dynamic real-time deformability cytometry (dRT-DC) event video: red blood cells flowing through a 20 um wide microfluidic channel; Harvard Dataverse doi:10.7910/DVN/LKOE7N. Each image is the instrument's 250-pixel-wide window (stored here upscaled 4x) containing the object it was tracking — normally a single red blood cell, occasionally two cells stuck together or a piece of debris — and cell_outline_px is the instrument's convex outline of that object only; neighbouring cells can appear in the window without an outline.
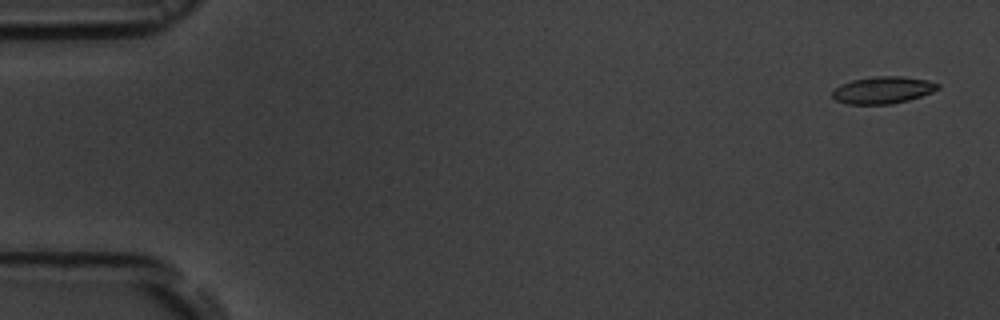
{"species": "common noctule bat (a hibernating species)", "species_latin": "Nyctalus noctula", "temperature_condition": "room temperature", "stored_images_in_passage": 6, "camera_frame_rate_fps": 3000, "um_per_image_px": 0.085, "animal": {"sex": "male", "body_mass_g": 19.5, "forearm_length_mm": 54.6}, "frame": {"image": 1, "passage_image": 1, "time_ms": 0.0, "image_size_px": [1000, 320], "cell_outline_px": [[940, 88], [932, 92], [908, 100], [892, 104], [848, 104], [836, 100], [832, 96], [832, 92], [840, 84], [852, 80], [876, 76], [904, 76], [928, 80], [940, 84]], "centroid_in_image_um": [75.06, 7.65], "position_along_channel_um": 9.9, "area_um2": 16.65}}
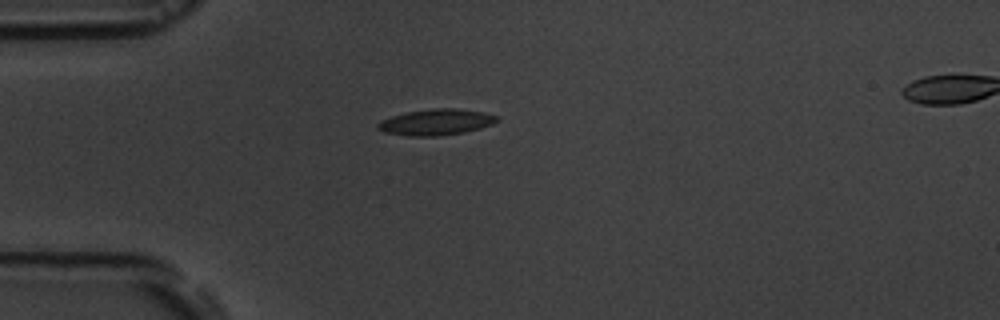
{"frame": {"image": 2, "passage_image": 4, "time_ms": 4.333, "image_size_px": [1000, 320], "cell_outline_px": [[500, 120], [492, 124], [480, 128], [464, 132], [436, 136], [408, 136], [384, 132], [376, 128], [376, 124], [380, 120], [392, 116], [408, 112], [436, 108], [456, 108], [484, 112], [496, 116]], "centroid_in_image_um": [37.05, 10.38], "position_along_channel_um": 48.0, "area_um2": 18.03}}
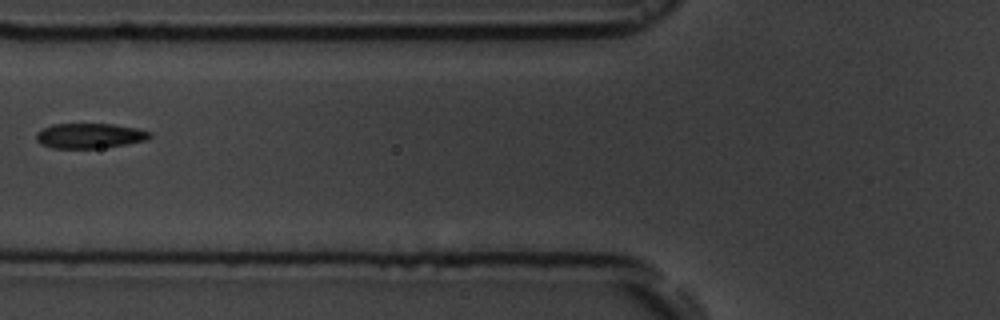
{"frame": {"image": 3, "passage_image": 6, "time_ms": 6.667, "image_size_px": [1000, 320], "cell_outline_px": [[152, 136], [148, 140], [128, 144], [100, 148], [52, 148], [40, 144], [36, 140], [36, 132], [52, 124], [112, 124], [136, 128], [152, 132]], "centroid_in_image_um": [7.64, 11.54], "position_along_channel_um": 118.2, "area_um2": 16.7}}